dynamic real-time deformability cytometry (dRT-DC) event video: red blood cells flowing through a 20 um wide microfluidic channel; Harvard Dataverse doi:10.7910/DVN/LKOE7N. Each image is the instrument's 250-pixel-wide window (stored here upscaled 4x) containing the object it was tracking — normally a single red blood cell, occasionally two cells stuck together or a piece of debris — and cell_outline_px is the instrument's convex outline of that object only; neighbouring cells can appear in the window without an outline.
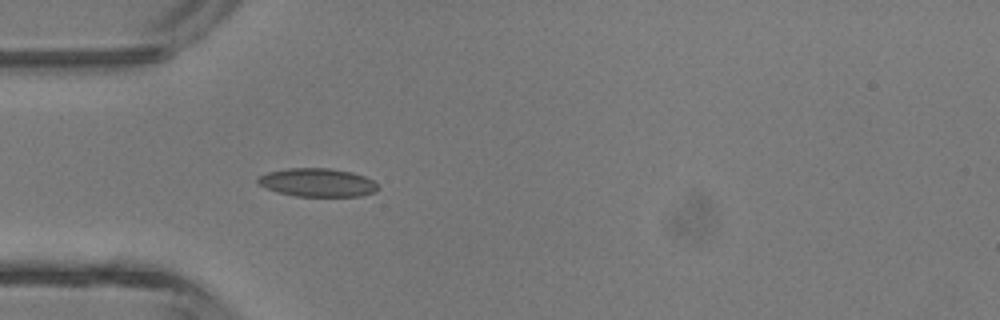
{"species": "common noctule bat (a hibernating species)", "species_latin": "Nyctalus noctula", "temperature_condition": "room temperature", "stored_images_in_passage": 3, "camera_frame_rate_fps": 3000, "um_per_image_px": 0.085, "animal": {"sex": "male", "body_mass_g": 13.3}, "frame": {"image": 1, "passage_image": 3, "time_ms": 2.333, "image_size_px": [1000, 320], "cell_outline_px": [[380, 188], [376, 192], [360, 196], [296, 196], [276, 192], [260, 184], [256, 180], [256, 176], [268, 172], [288, 168], [328, 168], [352, 172], [364, 176], [372, 180]], "centroid_in_image_um": [26.98, 15.51], "position_along_channel_um": 58.0, "area_um2": 19.88}}